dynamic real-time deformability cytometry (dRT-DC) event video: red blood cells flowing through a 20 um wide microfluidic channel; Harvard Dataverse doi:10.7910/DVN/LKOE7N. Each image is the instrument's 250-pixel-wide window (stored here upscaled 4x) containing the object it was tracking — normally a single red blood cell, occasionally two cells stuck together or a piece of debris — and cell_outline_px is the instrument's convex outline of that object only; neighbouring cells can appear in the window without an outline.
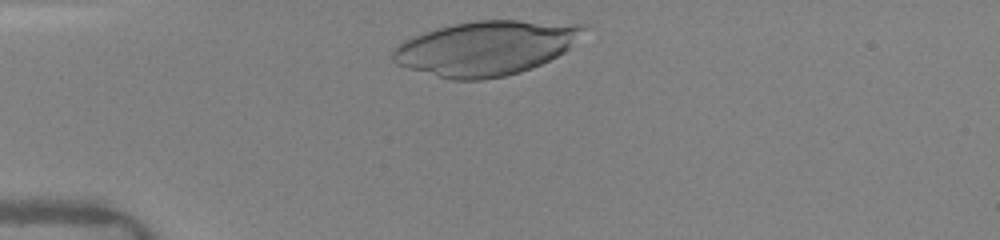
{"species": "human", "species_latin": "Homo sapiens", "temperature_condition": "warm", "stored_images_in_passage": 9, "camera_frame_rate_fps": 3000, "um_per_image_px": 0.085, "donor": {"sex": "female"}, "frame": {"image": 1, "passage_image": 2, "time_ms": 0.333, "image_size_px": [1000, 240], "cell_outline_px": [[588, 28], [564, 52], [532, 68], [520, 72], [504, 76], [484, 80], [452, 80], [408, 68], [396, 64], [392, 60], [392, 48], [404, 40], [424, 32], [452, 24], [476, 20], [516, 20], [584, 24]], "centroid_in_image_um": [41.28, 4.08], "position_along_channel_um": 43.7, "area_um2": 60.4}}